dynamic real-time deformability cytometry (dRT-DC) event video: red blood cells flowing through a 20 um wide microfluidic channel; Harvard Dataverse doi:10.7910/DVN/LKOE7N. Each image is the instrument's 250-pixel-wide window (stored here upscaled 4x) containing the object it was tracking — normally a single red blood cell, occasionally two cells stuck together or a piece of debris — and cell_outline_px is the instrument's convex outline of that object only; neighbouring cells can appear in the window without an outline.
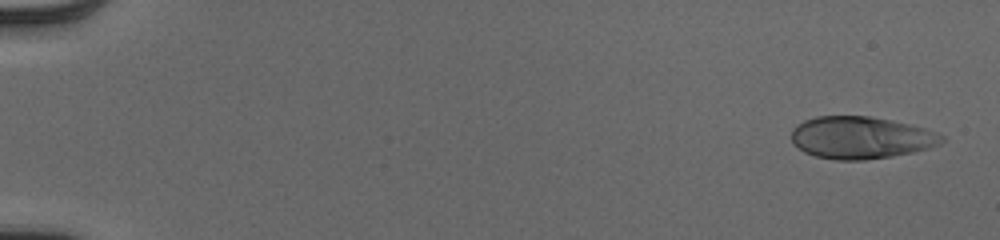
{"species": "human", "species_latin": "Homo sapiens", "temperature_condition": "cold", "stored_images_in_passage": 52, "camera_frame_rate_fps": 3000, "um_per_image_px": 0.085, "donor": {"sex": "male"}, "frame": {"image": 1, "passage_image": 2, "time_ms": 0.333, "image_size_px": [1000, 240], "cell_outline_px": [[944, 140], [940, 144], [928, 148], [912, 152], [892, 156], [864, 160], [836, 160], [816, 156], [804, 152], [792, 144], [792, 128], [796, 124], [804, 120], [816, 116], [868, 116], [892, 120], [924, 128], [936, 132], [944, 136]], "centroid_in_image_um": [73.14, 11.7], "position_along_channel_um": 11.9, "area_um2": 37.05}}
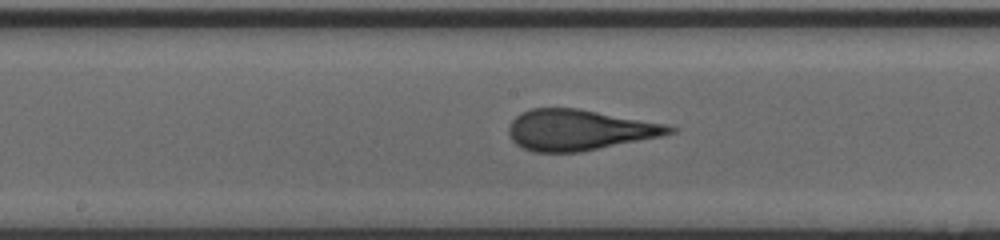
{"frame": {"image": 2, "passage_image": 29, "time_ms": 9.333, "image_size_px": [1000, 240], "cell_outline_px": [[676, 132], [660, 136], [580, 152], [532, 152], [516, 144], [512, 140], [508, 132], [508, 128], [512, 120], [520, 112], [532, 108], [576, 108], [668, 124], [676, 128]], "centroid_in_image_um": [49.21, 11.04], "position_along_channel_um": 199.0, "area_um2": 38.03}}
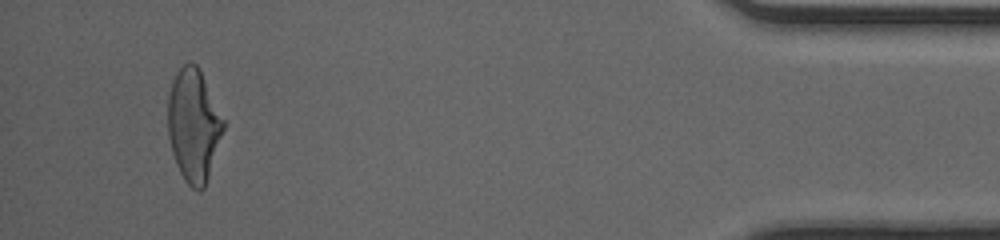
{"frame": {"image": 3, "passage_image": 50, "time_ms": 16.333, "image_size_px": [1000, 240], "cell_outline_px": [[224, 128], [204, 188], [200, 192], [196, 192], [184, 180], [176, 164], [172, 152], [168, 136], [168, 96], [176, 72], [184, 64], [196, 64], [224, 120]], "centroid_in_image_um": [16.43, 10.7], "position_along_channel_um": 418.8, "area_um2": 35.72}, "authors_computed_cell_mechanics": {"area_um2": 37.1365, "velocity_mm_per_s": 4.004, "shape_relaxation_time_tau1_ms": 3.9876, "shape_relaxation_time_tau2_ms": 0.7827, "deformation_change_tau1": 0.182, "deformation_change_tau2": 0.0718}}